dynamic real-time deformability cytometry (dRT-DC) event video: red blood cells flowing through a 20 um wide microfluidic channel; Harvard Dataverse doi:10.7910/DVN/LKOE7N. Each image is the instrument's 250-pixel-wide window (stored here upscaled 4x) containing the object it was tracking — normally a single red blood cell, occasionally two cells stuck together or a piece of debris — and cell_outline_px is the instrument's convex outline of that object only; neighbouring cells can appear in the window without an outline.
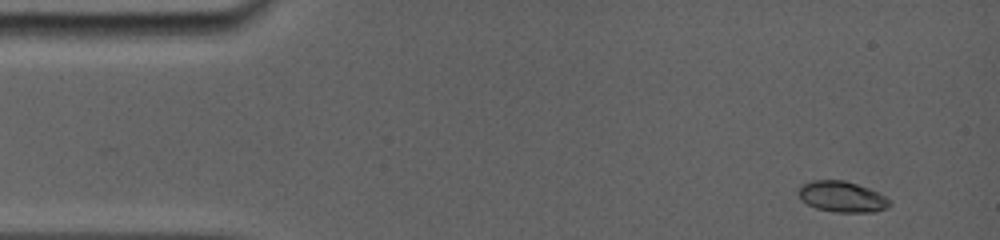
{"species": "common noctule bat (a hibernating species)", "species_latin": "Nyctalus noctula", "temperature_condition": "room temperature", "stored_images_in_passage": 6, "camera_frame_rate_fps": 5000, "um_per_image_px": 0.085, "animal": {"sex": "female", "body_mass_g": 19.0, "forearm_length_mm": 56.7}, "frame": {"image": 1, "passage_image": 1, "time_ms": 0.0, "image_size_px": [1000, 240], "cell_outline_px": [[892, 204], [888, 208], [876, 212], [836, 212], [816, 208], [800, 200], [796, 192], [796, 188], [800, 184], [812, 180], [844, 180], [868, 188], [892, 200]], "centroid_in_image_um": [71.53, 16.72], "position_along_channel_um": 13.5, "area_um2": 16.7}}
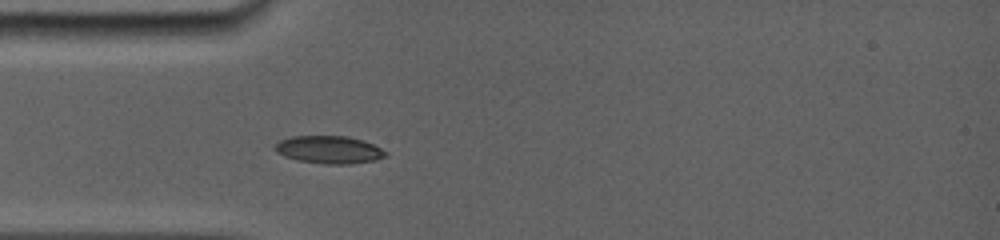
{"frame": {"image": 2, "passage_image": 5, "time_ms": 3.6, "image_size_px": [1000, 240], "cell_outline_px": [[388, 156], [376, 160], [352, 164], [324, 164], [296, 160], [284, 156], [276, 152], [272, 148], [280, 140], [292, 136], [348, 136], [364, 140], [388, 152]], "centroid_in_image_um": [27.98, 12.73], "position_along_channel_um": 57.0, "area_um2": 18.09}}